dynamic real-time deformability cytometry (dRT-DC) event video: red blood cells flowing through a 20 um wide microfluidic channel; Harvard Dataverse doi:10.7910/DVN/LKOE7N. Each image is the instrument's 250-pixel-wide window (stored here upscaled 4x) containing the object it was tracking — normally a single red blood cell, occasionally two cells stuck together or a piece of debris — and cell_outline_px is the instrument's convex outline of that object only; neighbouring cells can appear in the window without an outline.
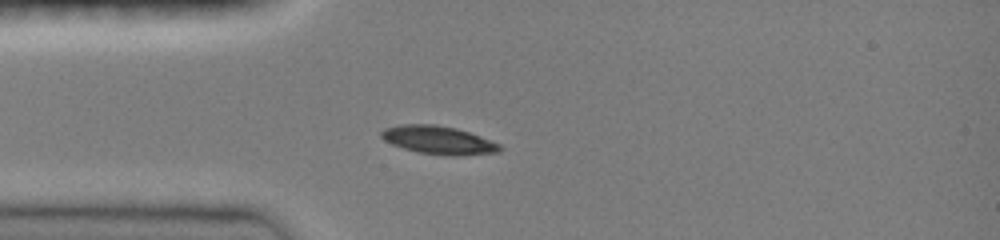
{"species": "common noctule bat (a hibernating species)", "species_latin": "Nyctalus noctula", "temperature_condition": "room temperature", "stored_images_in_passage": 5, "camera_frame_rate_fps": 3000, "um_per_image_px": 0.085, "animal": {"sex": "female", "body_mass_g": 19.0, "forearm_length_mm": 51.5}, "frame": {"image": 1, "passage_image": 5, "time_ms": 4.0, "image_size_px": [1000, 240], "cell_outline_px": [[504, 148], [500, 152], [456, 156], [448, 156], [416, 152], [392, 144], [384, 140], [380, 136], [380, 132], [384, 128], [400, 124], [436, 124], [456, 128], [480, 136], [500, 144]], "centroid_in_image_um": [37.27, 11.91], "position_along_channel_um": 47.7, "area_um2": 19.65}}